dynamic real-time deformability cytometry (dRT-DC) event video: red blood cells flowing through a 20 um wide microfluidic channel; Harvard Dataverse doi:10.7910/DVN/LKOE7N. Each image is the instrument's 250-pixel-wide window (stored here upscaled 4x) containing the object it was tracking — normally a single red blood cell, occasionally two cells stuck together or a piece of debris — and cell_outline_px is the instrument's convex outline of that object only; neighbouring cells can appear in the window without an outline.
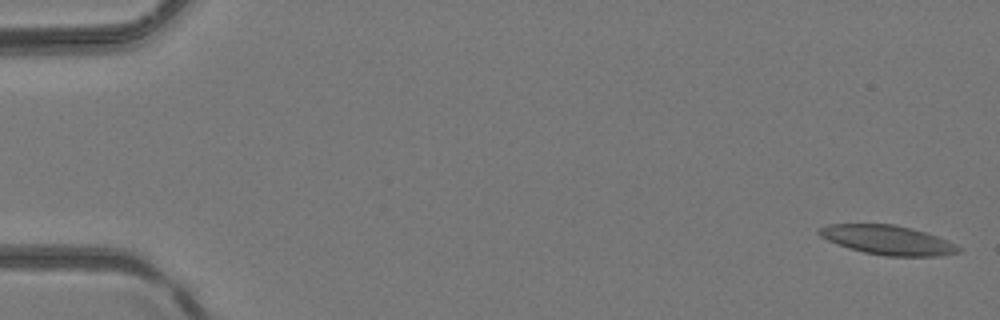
{"species": "common noctule bat (a hibernating species)", "species_latin": "Nyctalus noctula", "temperature_condition": "room temperature", "stored_images_in_passage": 7, "camera_frame_rate_fps": 3000, "um_per_image_px": 0.085, "animal": {"sex": "female", "body_mass_g": 24.6, "forearm_length_mm": 56.2}, "frame": {"image": 1, "passage_image": 1, "time_ms": 0.0, "image_size_px": [1000, 320], "cell_outline_px": [[960, 252], [940, 256], [884, 256], [864, 252], [848, 248], [828, 240], [820, 236], [816, 232], [820, 228], [828, 224], [892, 224], [924, 232], [936, 236], [956, 244], [960, 248]], "centroid_in_image_um": [75.44, 20.41], "position_along_channel_um": 9.6, "area_um2": 23.58}}
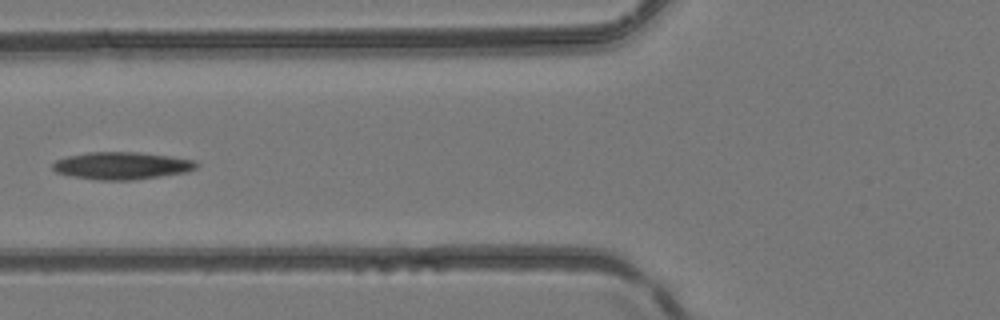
{"frame": {"image": 2, "passage_image": 6, "time_ms": 1.667, "image_size_px": [1000, 320], "cell_outline_px": [[200, 164], [196, 168], [188, 172], [136, 180], [96, 180], [72, 176], [56, 172], [52, 168], [52, 164], [56, 160], [68, 156], [88, 152], [140, 152], [172, 156], [192, 160]], "centroid_in_image_um": [10.37, 14.08], "position_along_channel_um": 115.4, "area_um2": 23.12}}
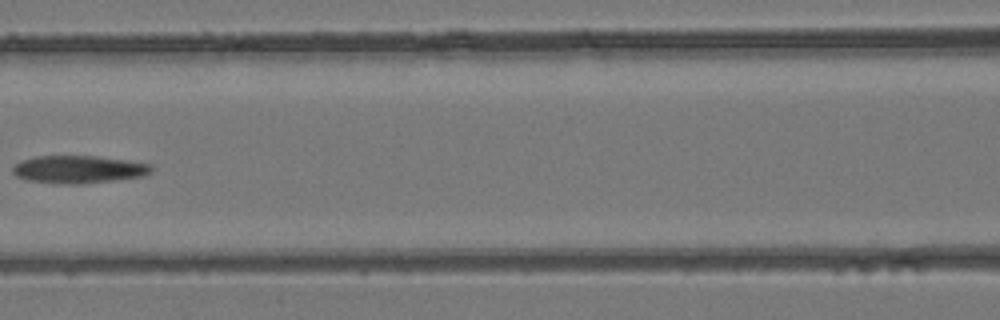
{"frame": {"image": 3, "passage_image": 7, "time_ms": 2.0, "image_size_px": [1000, 320], "cell_outline_px": [[152, 172], [144, 176], [84, 184], [60, 184], [28, 180], [16, 176], [12, 172], [12, 168], [20, 160], [36, 156], [96, 156], [152, 164]], "centroid_in_image_um": [6.67, 14.4], "position_along_channel_um": 159.9, "area_um2": 22.43}}